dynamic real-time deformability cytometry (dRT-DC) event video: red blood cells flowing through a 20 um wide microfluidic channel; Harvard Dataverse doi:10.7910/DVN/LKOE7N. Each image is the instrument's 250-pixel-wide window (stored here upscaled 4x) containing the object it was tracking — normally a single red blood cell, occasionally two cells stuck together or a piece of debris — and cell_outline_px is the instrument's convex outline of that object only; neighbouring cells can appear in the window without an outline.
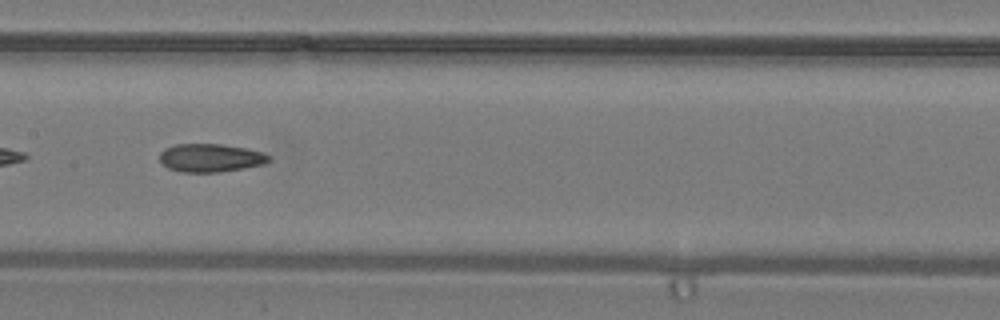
{"species": "common noctule bat (a hibernating species)", "species_latin": "Nyctalus noctula", "temperature_condition": "warm", "stored_images_in_passage": 27, "camera_frame_rate_fps": 3000, "um_per_image_px": 0.085, "animal": {"sex": "male", "body_mass_g": 19.2, "forearm_length_mm": 51.8}, "frame": {"image": 1, "passage_image": 8, "time_ms": 2.333, "image_size_px": [1000, 320], "cell_outline_px": [[272, 160], [264, 164], [244, 168], [220, 172], [180, 172], [168, 168], [160, 160], [160, 152], [164, 148], [176, 144], [220, 144], [244, 148], [260, 152], [268, 156]], "centroid_in_image_um": [17.87, 13.42], "position_along_channel_um": 189.5, "area_um2": 17.86}}
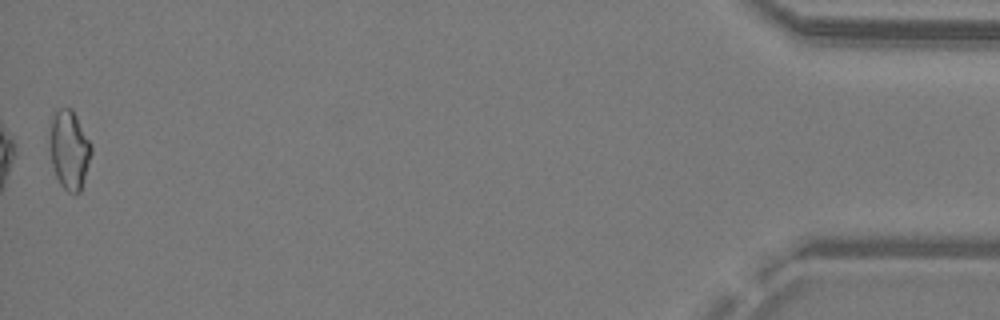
{"frame": {"image": 2, "passage_image": 27, "time_ms": 8.667, "image_size_px": [1000, 320], "cell_outline_px": [[92, 152], [80, 192], [68, 192], [60, 184], [56, 176], [52, 164], [48, 144], [52, 116], [60, 108], [72, 108], [92, 144]], "centroid_in_image_um": [5.88, 12.71], "position_along_channel_um": 429.3, "area_um2": 19.19}}